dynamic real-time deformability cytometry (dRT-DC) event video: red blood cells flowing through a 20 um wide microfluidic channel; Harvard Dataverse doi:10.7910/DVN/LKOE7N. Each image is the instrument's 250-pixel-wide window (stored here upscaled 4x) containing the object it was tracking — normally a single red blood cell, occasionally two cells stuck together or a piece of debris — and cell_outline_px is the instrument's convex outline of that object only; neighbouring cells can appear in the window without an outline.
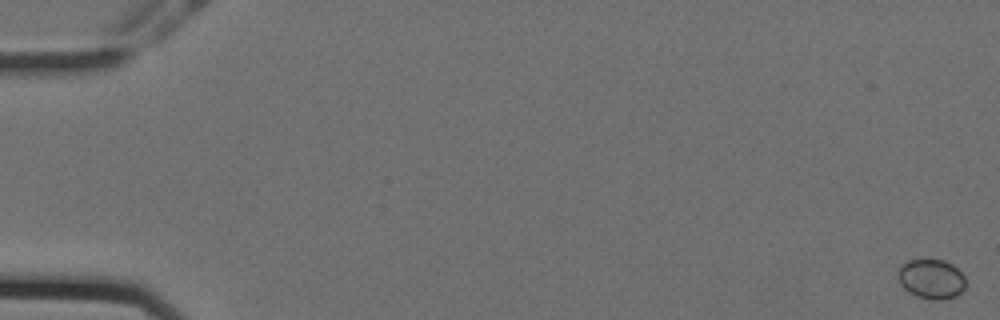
{"species": "Egyptian fruit bat (a non-hibernating species)", "species_latin": "Rousettus aegyptiacus", "temperature_condition": "cold", "stored_images_in_passage": 14, "camera_frame_rate_fps": 3000, "um_per_image_px": 0.085, "animal": {"sex": "female"}, "frame": {"image": 1, "passage_image": 1, "time_ms": 0.0, "image_size_px": [1000, 320], "cell_outline_px": [[964, 288], [956, 296], [940, 300], [932, 300], [916, 296], [908, 292], [900, 284], [896, 276], [896, 272], [908, 260], [944, 260], [952, 264], [964, 276]], "centroid_in_image_um": [79.13, 23.72], "position_along_channel_um": 5.9, "area_um2": 15.61}}